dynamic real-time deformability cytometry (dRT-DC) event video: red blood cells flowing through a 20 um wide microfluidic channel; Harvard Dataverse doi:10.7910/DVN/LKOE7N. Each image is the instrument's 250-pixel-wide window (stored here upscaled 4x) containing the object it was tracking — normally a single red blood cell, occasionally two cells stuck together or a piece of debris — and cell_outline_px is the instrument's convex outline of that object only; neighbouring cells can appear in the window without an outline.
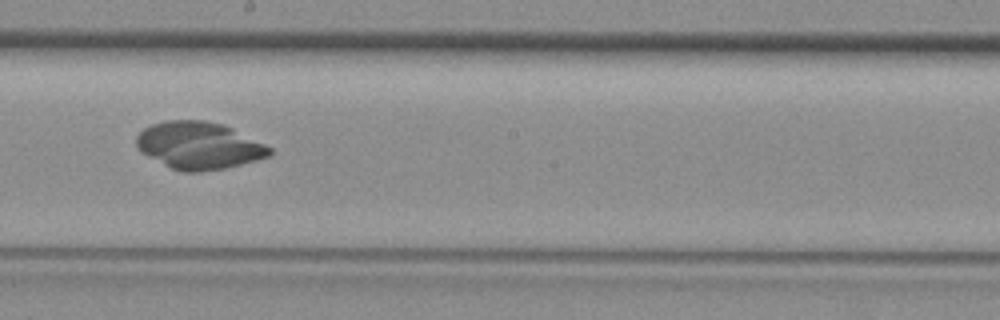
{"species": "common noctule bat (a hibernating species)", "species_latin": "Nyctalus noctula", "temperature_condition": "room temperature", "stored_images_in_passage": 38, "camera_frame_rate_fps": 3000, "um_per_image_px": 0.085, "animal": {"sex": "female", "body_mass_g": 29.2, "forearm_length_mm": 56.3}, "frame": {"image": 1, "passage_image": 21, "time_ms": 6.667, "image_size_px": [1000, 320], "cell_outline_px": [[272, 156], [224, 168], [200, 172], [184, 172], [172, 168], [148, 156], [136, 144], [136, 136], [144, 128], [152, 124], [164, 120], [204, 120], [224, 124], [272, 148]], "centroid_in_image_um": [16.93, 12.36], "position_along_channel_um": 231.3, "area_um2": 36.41}}
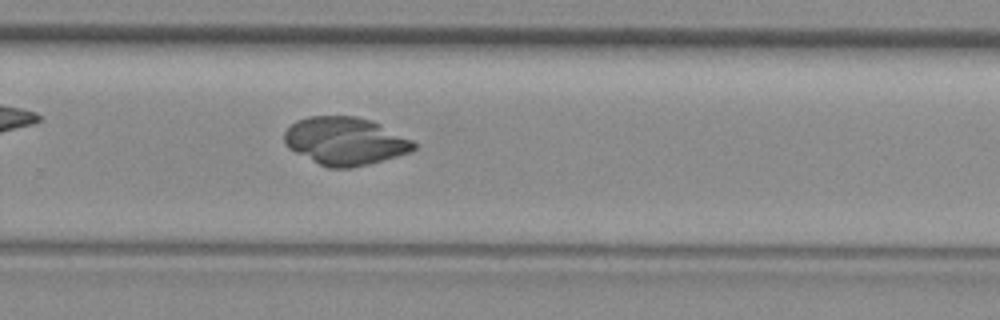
{"frame": {"image": 2, "passage_image": 25, "time_ms": 8.0, "image_size_px": [1000, 320], "cell_outline_px": [[416, 148], [408, 152], [368, 164], [348, 168], [328, 168], [288, 148], [284, 144], [284, 132], [296, 120], [308, 116], [356, 116], [372, 120], [412, 140], [416, 144]], "centroid_in_image_um": [29.3, 11.98], "position_along_channel_um": 300.5, "area_um2": 35.78}}
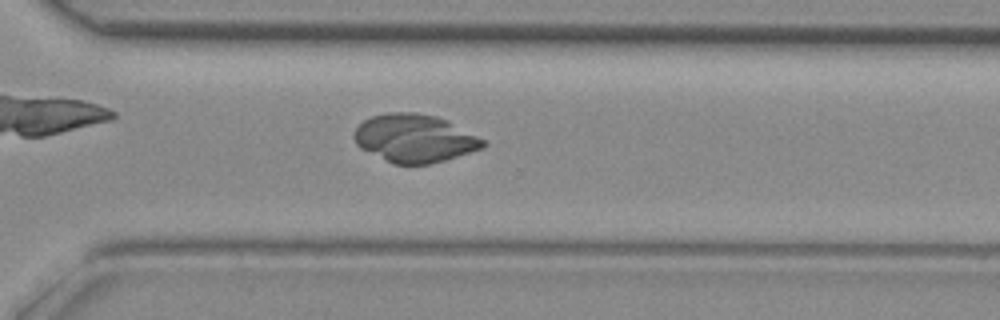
{"frame": {"image": 3, "passage_image": 27, "time_ms": 8.667, "image_size_px": [1000, 320], "cell_outline_px": [[488, 144], [484, 148], [444, 160], [428, 164], [392, 164], [360, 148], [356, 144], [352, 136], [356, 128], [364, 120], [372, 116], [388, 112], [416, 112], [436, 116], [448, 120], [484, 140]], "centroid_in_image_um": [35.22, 11.75], "position_along_channel_um": 335.4, "area_um2": 36.18}}